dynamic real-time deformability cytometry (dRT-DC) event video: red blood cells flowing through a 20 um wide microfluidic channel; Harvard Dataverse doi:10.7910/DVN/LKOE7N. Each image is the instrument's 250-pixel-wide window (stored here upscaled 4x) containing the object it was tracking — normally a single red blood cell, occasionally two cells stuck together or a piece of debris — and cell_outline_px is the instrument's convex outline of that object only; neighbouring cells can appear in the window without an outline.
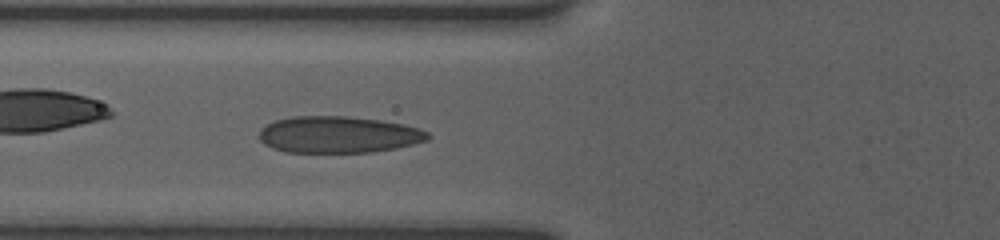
{"species": "human", "species_latin": "Homo sapiens", "temperature_condition": "room temperature", "stored_images_in_passage": 42, "camera_frame_rate_fps": 3000, "um_per_image_px": 0.085, "donor": {"sex": "female"}, "frame": {"image": 1, "passage_image": 19, "time_ms": 4.667, "image_size_px": [1000, 240], "cell_outline_px": [[432, 136], [428, 140], [396, 148], [372, 152], [284, 152], [272, 148], [264, 144], [260, 140], [260, 128], [276, 120], [292, 116], [348, 116], [380, 120], [404, 124], [420, 128], [428, 132]], "centroid_in_image_um": [28.78, 11.44], "position_along_channel_um": 97.0, "area_um2": 36.18}}
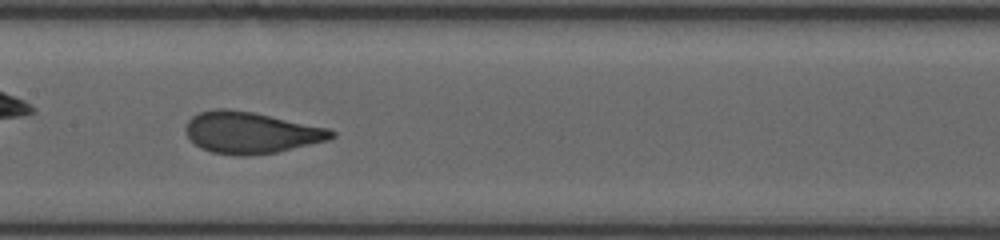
{"frame": {"image": 2, "passage_image": 24, "time_ms": 7.0, "image_size_px": [1000, 240], "cell_outline_px": [[336, 136], [328, 140], [276, 152], [244, 156], [236, 156], [212, 152], [200, 148], [184, 132], [184, 128], [188, 120], [192, 116], [200, 112], [216, 108], [228, 108], [252, 112], [328, 128], [336, 132]], "centroid_in_image_um": [21.29, 11.27], "position_along_channel_um": 186.1, "area_um2": 35.2}}
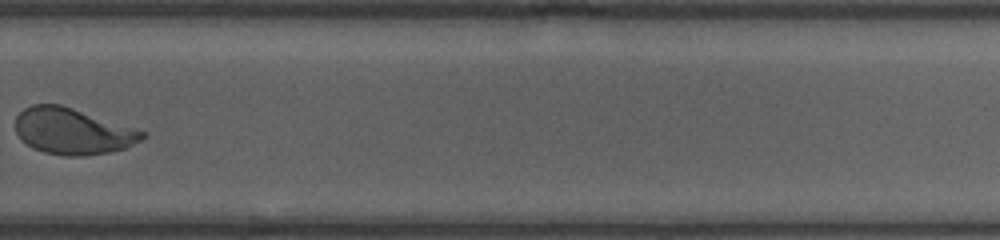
{"frame": {"image": 3, "passage_image": 30, "time_ms": 10.667, "image_size_px": [1000, 240], "cell_outline_px": [[148, 136], [124, 148], [108, 152], [84, 156], [64, 156], [44, 152], [32, 148], [16, 132], [16, 116], [24, 108], [32, 104], [60, 104], [144, 132]], "centroid_in_image_um": [6.13, 11.16], "position_along_channel_um": 323.7, "area_um2": 33.52}, "authors_computed_cell_mechanics": {"area_um2": 34.7667, "velocity_mm_per_s": 3.7675, "shape_relaxation_time_tau1_ms": 5.6439, "shape_relaxation_time_tau2_ms": null, "deformation_change_tau1": 0.2048, "deformation_change_tau2": null}}